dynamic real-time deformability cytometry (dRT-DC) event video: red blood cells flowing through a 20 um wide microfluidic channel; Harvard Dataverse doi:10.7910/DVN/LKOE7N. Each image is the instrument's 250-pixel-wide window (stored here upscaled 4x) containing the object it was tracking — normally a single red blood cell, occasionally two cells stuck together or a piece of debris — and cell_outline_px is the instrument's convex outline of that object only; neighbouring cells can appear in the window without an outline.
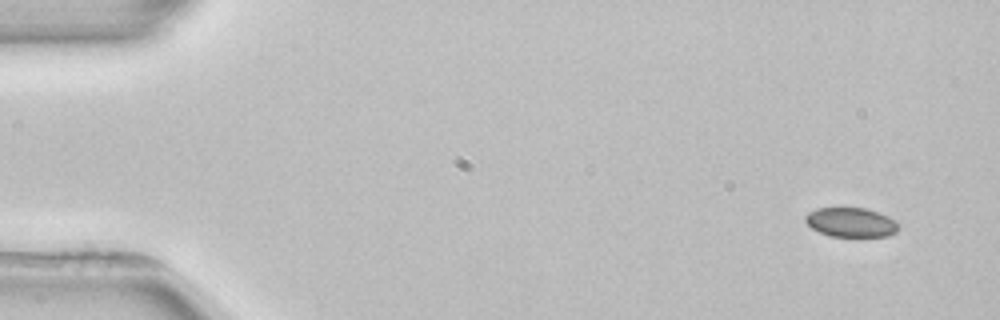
{"species": "common noctule bat (a hibernating species)", "species_latin": "Nyctalus noctula", "temperature_condition": "room temperature", "stored_images_in_passage": 3, "camera_frame_rate_fps": 3000, "um_per_image_px": 0.085, "animal": {"sex": "female", "body_mass_g": 22.7, "forearm_length_mm": 54.2}, "frame": {"image": 1, "passage_image": 1, "time_ms": 0.0, "image_size_px": [1000, 320], "cell_outline_px": [[900, 228], [896, 232], [888, 236], [832, 236], [820, 232], [812, 228], [804, 220], [804, 216], [808, 212], [816, 208], [864, 208], [888, 216], [896, 220]], "centroid_in_image_um": [72.34, 18.89], "position_along_channel_um": 12.7, "area_um2": 15.9}}
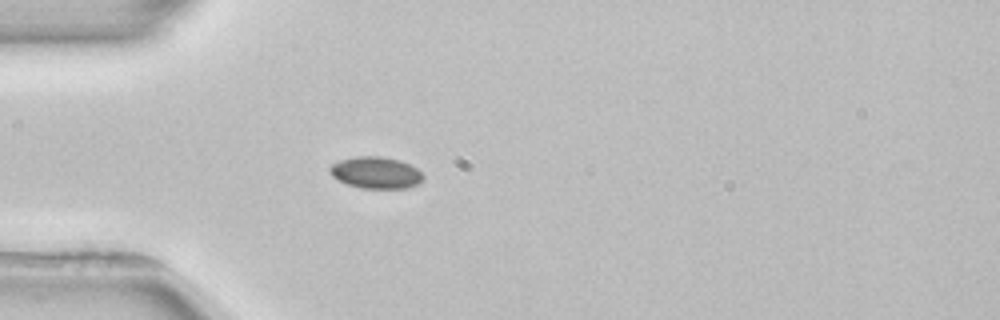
{"frame": {"image": 2, "passage_image": 3, "time_ms": 4.0, "image_size_px": [1000, 320], "cell_outline_px": [[424, 176], [416, 184], [404, 188], [360, 188], [336, 180], [328, 172], [328, 168], [332, 164], [340, 160], [356, 156], [380, 156], [400, 160], [416, 168]], "centroid_in_image_um": [31.88, 14.67], "position_along_channel_um": 53.1, "area_um2": 17.17}}